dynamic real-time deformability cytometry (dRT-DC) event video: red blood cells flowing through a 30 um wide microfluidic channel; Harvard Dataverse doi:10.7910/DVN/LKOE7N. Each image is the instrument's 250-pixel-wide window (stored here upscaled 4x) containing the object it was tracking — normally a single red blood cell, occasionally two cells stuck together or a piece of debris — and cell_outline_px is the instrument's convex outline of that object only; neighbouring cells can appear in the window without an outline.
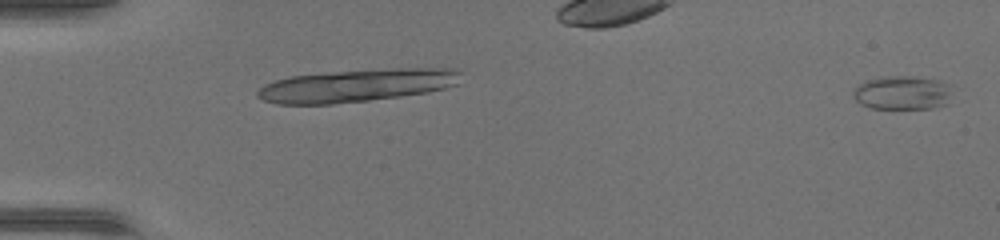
{"species": "common noctule bat (a hibernating species)", "species_latin": "Nyctalus noctula", "temperature_condition": "warm", "stored_images_in_passage": 28, "camera_frame_rate_fps": 3000, "um_per_image_px": 0.085, "animal": {"sex": "female", "body_mass_g": 17.0, "forearm_length_mm": 48.0}, "frame": {"image": 1, "passage_image": 1, "time_ms": 0.0, "image_size_px": [1000, 240], "cell_outline_px": [[952, 84], [948, 104], [932, 108], [872, 108], [860, 104], [852, 96], [852, 92], [860, 84], [868, 80], [884, 76], [916, 76], [940, 80]], "centroid_in_image_um": [76.75, 7.87], "position_along_channel_um": 8.3, "area_um2": 19.71}}